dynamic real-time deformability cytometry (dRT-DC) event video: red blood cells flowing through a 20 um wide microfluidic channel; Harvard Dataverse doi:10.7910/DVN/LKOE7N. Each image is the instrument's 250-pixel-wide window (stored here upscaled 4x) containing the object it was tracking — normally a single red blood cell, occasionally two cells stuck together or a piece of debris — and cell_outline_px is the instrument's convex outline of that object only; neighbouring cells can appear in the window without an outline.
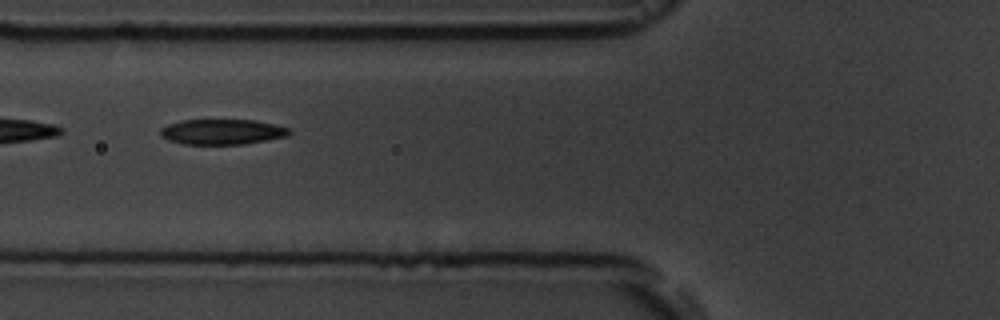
{"species": "common noctule bat (a hibernating species)", "species_latin": "Nyctalus noctula", "temperature_condition": "room temperature", "stored_images_in_passage": 13, "camera_frame_rate_fps": 3000, "um_per_image_px": 0.085, "animal": {"sex": "male", "body_mass_g": 19.5, "forearm_length_mm": 54.6}, "frame": {"image": 1, "passage_image": 6, "time_ms": 6.667, "image_size_px": [1000, 320], "cell_outline_px": [[292, 132], [288, 136], [244, 144], [184, 144], [168, 140], [160, 136], [160, 128], [168, 124], [184, 120], [256, 120], [276, 124], [288, 128]], "centroid_in_image_um": [18.89, 11.2], "position_along_channel_um": 106.9, "area_um2": 19.07}}
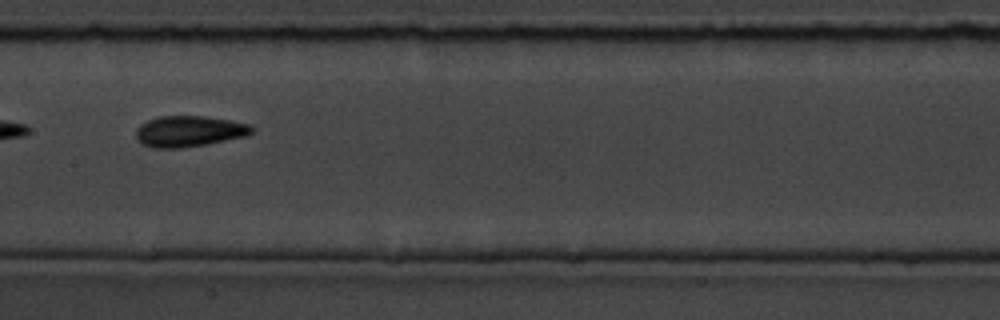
{"frame": {"image": 2, "passage_image": 8, "time_ms": 9.0, "image_size_px": [1000, 320], "cell_outline_px": [[256, 128], [252, 132], [244, 136], [184, 148], [152, 148], [136, 140], [136, 128], [140, 124], [148, 120], [160, 116], [204, 116], [228, 120], [248, 124]], "centroid_in_image_um": [16.02, 11.16], "position_along_channel_um": 191.4, "area_um2": 20.75}}
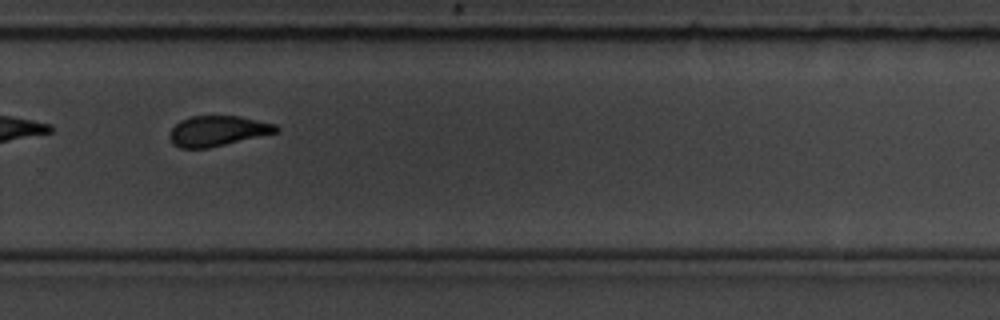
{"frame": {"image": 3, "passage_image": 11, "time_ms": 12.333, "image_size_px": [1000, 320], "cell_outline_px": [[280, 132], [208, 148], [180, 148], [172, 144], [168, 136], [168, 132], [180, 120], [192, 116], [240, 116], [276, 124], [280, 128]], "centroid_in_image_um": [18.5, 11.13], "position_along_channel_um": 311.3, "area_um2": 19.02}, "authors_computed_cell_mechanics": {"area_um2": 20.6346, "velocity_mm_per_s": 3.6201, "shape_relaxation_time_tau1_ms": 2.5369, "shape_relaxation_time_tau2_ms": 2.1759, "deformation_change_tau1": 0.1252, "deformation_change_tau2": 0.0943}}